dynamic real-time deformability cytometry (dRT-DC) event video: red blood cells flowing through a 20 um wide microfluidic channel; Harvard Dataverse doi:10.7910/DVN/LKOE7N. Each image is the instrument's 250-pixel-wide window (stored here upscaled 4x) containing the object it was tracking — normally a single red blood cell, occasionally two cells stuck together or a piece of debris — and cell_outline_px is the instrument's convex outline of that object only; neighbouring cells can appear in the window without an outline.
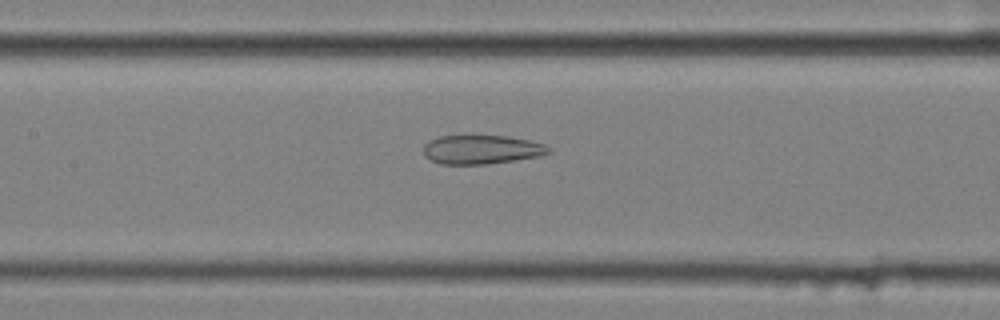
{"species": "common noctule bat (a hibernating species)", "species_latin": "Nyctalus noctula", "temperature_condition": "cold", "stored_images_in_passage": 15, "camera_frame_rate_fps": 3000, "um_per_image_px": 0.085, "animal": {"sex": "female", "body_mass_g": 25.1}, "frame": {"image": 1, "passage_image": 13, "time_ms": 4.0, "image_size_px": [1000, 320], "cell_outline_px": [[552, 152], [540, 156], [488, 164], [440, 164], [424, 156], [424, 144], [428, 140], [440, 136], [508, 136], [528, 140], [544, 144], [552, 148]], "centroid_in_image_um": [40.94, 12.71], "position_along_channel_um": 166.5, "area_um2": 21.15}}